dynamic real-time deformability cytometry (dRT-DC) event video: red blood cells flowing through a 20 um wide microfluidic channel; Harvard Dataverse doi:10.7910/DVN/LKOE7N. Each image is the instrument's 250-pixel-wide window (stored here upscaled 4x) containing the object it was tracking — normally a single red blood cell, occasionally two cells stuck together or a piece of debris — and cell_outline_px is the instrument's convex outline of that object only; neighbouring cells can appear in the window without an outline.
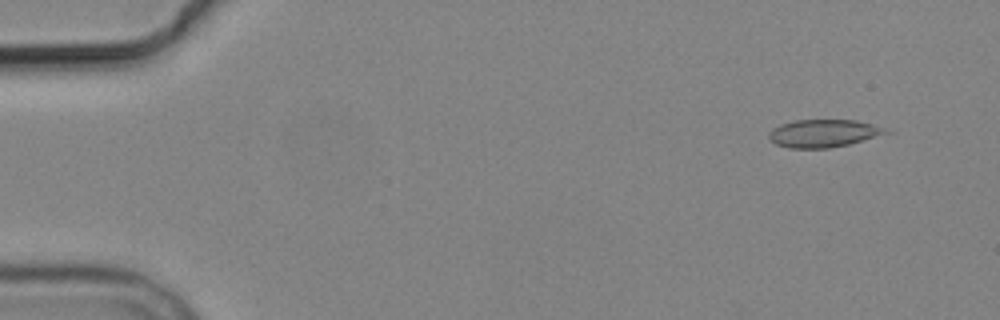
{"species": "common noctule bat (a hibernating species)", "species_latin": "Nyctalus noctula", "temperature_condition": "cold", "stored_images_in_passage": 7, "camera_frame_rate_fps": 3000, "um_per_image_px": 0.085, "animal": {"sex": "male", "body_mass_g": 19.2, "forearm_length_mm": 51.8}, "frame": {"image": 1, "passage_image": 2, "time_ms": 1.333, "image_size_px": [1000, 320], "cell_outline_px": [[892, 132], [848, 144], [828, 148], [788, 148], [776, 144], [768, 136], [768, 132], [772, 128], [780, 124], [796, 120], [856, 120], [872, 124]], "centroid_in_image_um": [69.95, 11.33], "position_along_channel_um": 15.1, "area_um2": 18.73}}
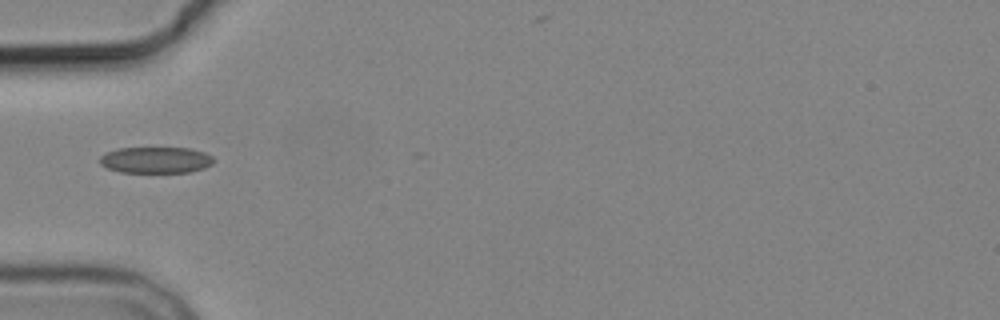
{"frame": {"image": 2, "passage_image": 6, "time_ms": 6.0, "image_size_px": [1000, 320], "cell_outline_px": [[216, 160], [212, 164], [204, 168], [188, 172], [120, 172], [108, 168], [100, 164], [100, 156], [116, 148], [192, 148], [204, 152], [212, 156]], "centroid_in_image_um": [13.27, 13.59], "position_along_channel_um": 71.7, "area_um2": 17.46}}